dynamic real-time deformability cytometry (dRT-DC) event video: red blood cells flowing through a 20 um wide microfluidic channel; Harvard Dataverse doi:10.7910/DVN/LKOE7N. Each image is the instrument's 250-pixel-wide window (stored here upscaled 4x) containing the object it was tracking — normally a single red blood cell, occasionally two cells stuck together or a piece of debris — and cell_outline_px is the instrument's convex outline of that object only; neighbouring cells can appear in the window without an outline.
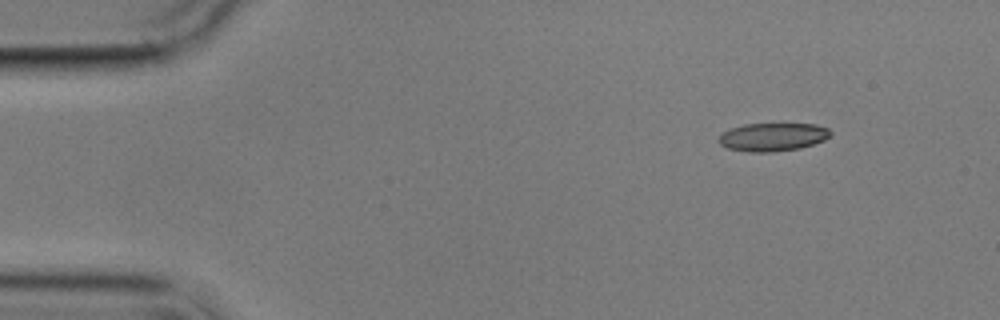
{"species": "common noctule bat (a hibernating species)", "species_latin": "Nyctalus noctula", "temperature_condition": "cold", "stored_images_in_passage": 4, "camera_frame_rate_fps": 3000, "um_per_image_px": 0.085, "animal": {"sex": "male", "body_mass_g": 17.9}, "frame": {"image": 1, "passage_image": 1, "time_ms": 0.0, "image_size_px": [1000, 320], "cell_outline_px": [[832, 136], [824, 140], [800, 148], [772, 152], [748, 152], [728, 148], [720, 144], [716, 140], [724, 132], [732, 128], [744, 124], [816, 124], [828, 128], [832, 132]], "centroid_in_image_um": [65.7, 11.64], "position_along_channel_um": 19.3, "area_um2": 18.38}}
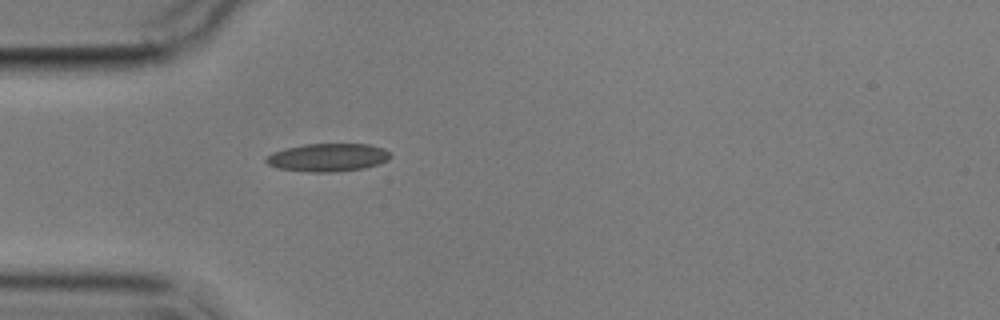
{"frame": {"image": 2, "passage_image": 4, "time_ms": 3.333, "image_size_px": [1000, 320], "cell_outline_px": [[392, 156], [388, 160], [364, 168], [336, 172], [308, 172], [276, 168], [268, 164], [264, 160], [272, 152], [304, 144], [368, 144], [384, 148]], "centroid_in_image_um": [27.86, 13.39], "position_along_channel_um": 57.1, "area_um2": 20.29}}